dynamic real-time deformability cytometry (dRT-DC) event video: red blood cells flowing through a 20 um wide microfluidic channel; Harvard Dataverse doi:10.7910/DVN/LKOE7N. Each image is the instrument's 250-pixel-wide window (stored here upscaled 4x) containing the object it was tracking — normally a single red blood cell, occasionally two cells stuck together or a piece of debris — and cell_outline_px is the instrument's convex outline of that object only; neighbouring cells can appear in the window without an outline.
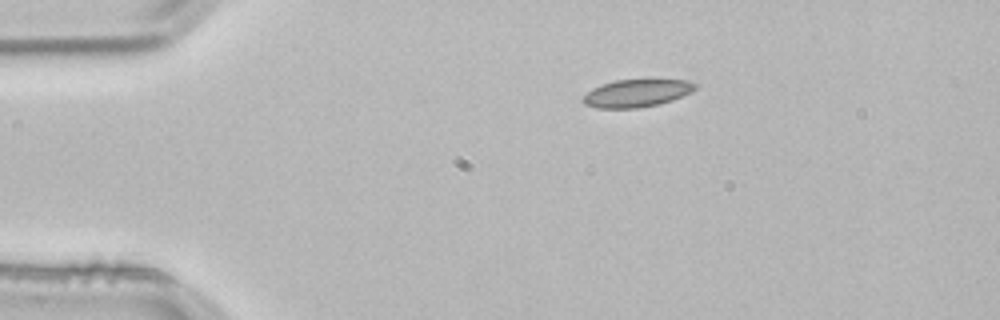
{"species": "common noctule bat (a hibernating species)", "species_latin": "Nyctalus noctula", "temperature_condition": "room temperature", "stored_images_in_passage": 2, "camera_frame_rate_fps": 3000, "um_per_image_px": 0.085, "animal": {"sex": "male", "body_mass_g": 21.5, "forearm_length_mm": 52.0}, "frame": {"image": 1, "passage_image": 1, "time_ms": 0.0, "image_size_px": [1000, 320], "cell_outline_px": [[696, 88], [692, 92], [672, 100], [660, 104], [636, 108], [596, 108], [584, 104], [580, 100], [592, 88], [600, 84], [616, 80], [648, 76], [652, 76], [688, 80], [696, 84]], "centroid_in_image_um": [54.17, 7.85], "position_along_channel_um": 30.8, "area_um2": 19.19}}